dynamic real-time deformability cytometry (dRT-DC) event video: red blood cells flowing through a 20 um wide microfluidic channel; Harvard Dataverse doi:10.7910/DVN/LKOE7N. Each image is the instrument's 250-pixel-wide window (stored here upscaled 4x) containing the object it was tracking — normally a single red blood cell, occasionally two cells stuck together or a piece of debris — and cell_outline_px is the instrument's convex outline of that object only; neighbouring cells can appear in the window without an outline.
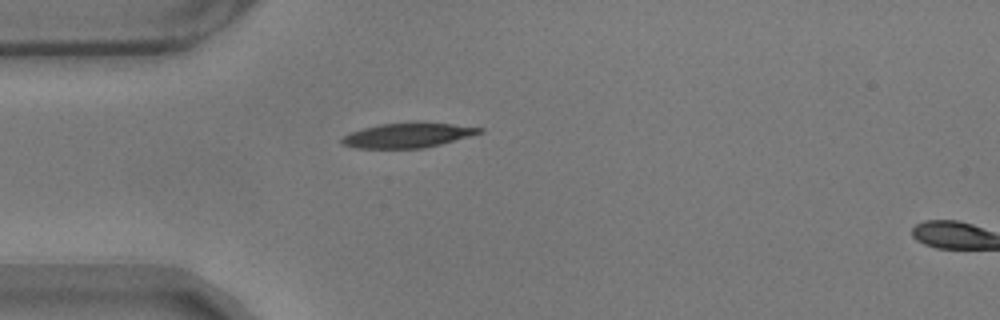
{"species": "common noctule bat (a hibernating species)", "species_latin": "Nyctalus noctula", "temperature_condition": "warm", "stored_images_in_passage": 3, "camera_frame_rate_fps": 3000, "um_per_image_px": 0.085, "animal": {"sex": "male", "body_mass_g": 17.9}, "frame": {"image": 1, "passage_image": 1, "time_ms": 0.0, "image_size_px": [1000, 320], "cell_outline_px": [[484, 132], [440, 144], [424, 148], [356, 148], [344, 144], [340, 140], [344, 136], [352, 132], [364, 128], [380, 124], [416, 120], [452, 124], [484, 128]], "centroid_in_image_um": [34.7, 11.47], "position_along_channel_um": 50.3, "area_um2": 20.06}}